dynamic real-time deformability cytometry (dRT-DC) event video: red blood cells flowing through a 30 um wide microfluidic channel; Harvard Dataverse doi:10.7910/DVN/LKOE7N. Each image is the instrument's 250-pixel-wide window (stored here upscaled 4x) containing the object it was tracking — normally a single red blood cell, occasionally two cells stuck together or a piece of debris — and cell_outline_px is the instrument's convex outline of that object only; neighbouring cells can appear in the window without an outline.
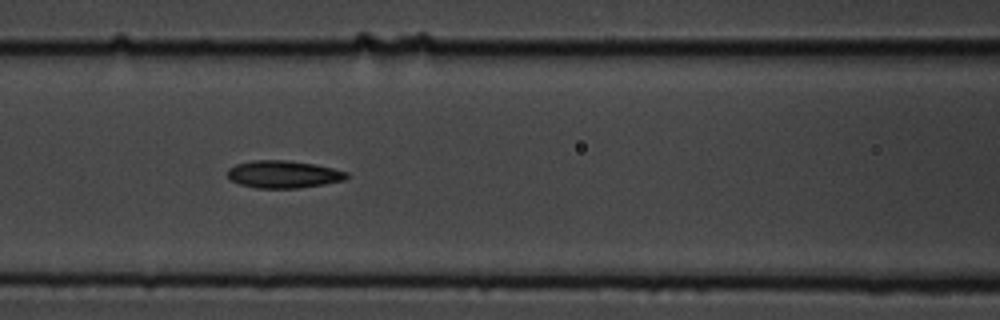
{"species": "common noctule bat (a hibernating species)", "species_latin": "Nyctalus noctula", "temperature_condition": "cold", "stored_images_in_passage": 15, "camera_frame_rate_fps": 3000, "um_per_image_px": 0.085, "animal": {"sex": "male", "body_mass_g": 19.5, "forearm_length_mm": 54.6}, "frame": {"image": 1, "passage_image": 7, "time_ms": 2.0, "image_size_px": [1000, 320], "cell_outline_px": [[348, 176], [344, 180], [324, 184], [296, 188], [256, 188], [240, 184], [232, 180], [228, 176], [228, 168], [236, 164], [252, 160], [288, 160], [316, 164], [348, 172]], "centroid_in_image_um": [24.09, 14.8], "position_along_channel_um": 142.5, "area_um2": 19.02}}
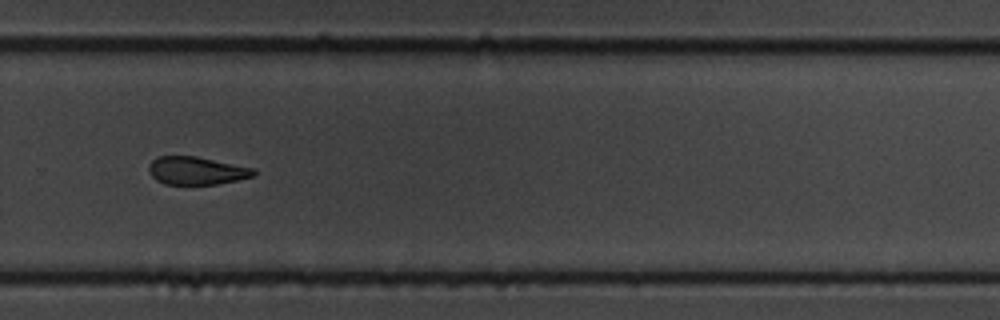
{"frame": {"image": 2, "passage_image": 11, "time_ms": 3.333, "image_size_px": [1000, 320], "cell_outline_px": [[256, 176], [216, 184], [164, 184], [156, 180], [152, 176], [148, 168], [148, 164], [156, 156], [196, 156], [252, 168], [256, 172]], "centroid_in_image_um": [16.67, 14.5], "position_along_channel_um": 313.1, "area_um2": 16.99}}
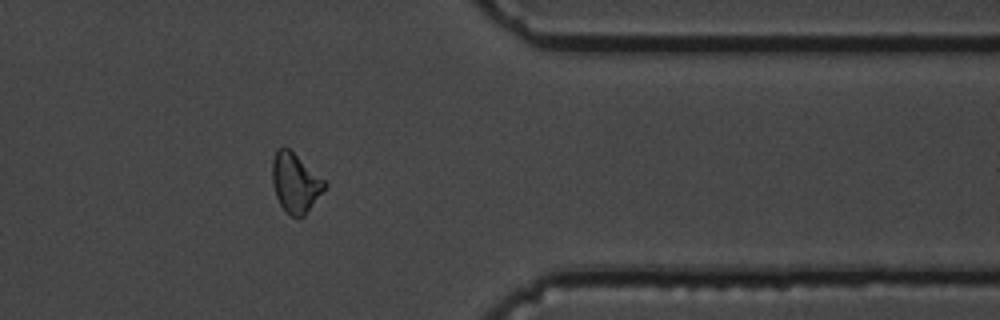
{"frame": {"image": 3, "passage_image": 13, "time_ms": 4.0, "image_size_px": [1000, 320], "cell_outline_px": [[328, 184], [304, 216], [292, 216], [280, 204], [276, 196], [272, 184], [272, 160], [276, 148], [284, 144], [324, 180]], "centroid_in_image_um": [25.07, 15.49], "position_along_channel_um": 386.3, "area_um2": 17.92}}